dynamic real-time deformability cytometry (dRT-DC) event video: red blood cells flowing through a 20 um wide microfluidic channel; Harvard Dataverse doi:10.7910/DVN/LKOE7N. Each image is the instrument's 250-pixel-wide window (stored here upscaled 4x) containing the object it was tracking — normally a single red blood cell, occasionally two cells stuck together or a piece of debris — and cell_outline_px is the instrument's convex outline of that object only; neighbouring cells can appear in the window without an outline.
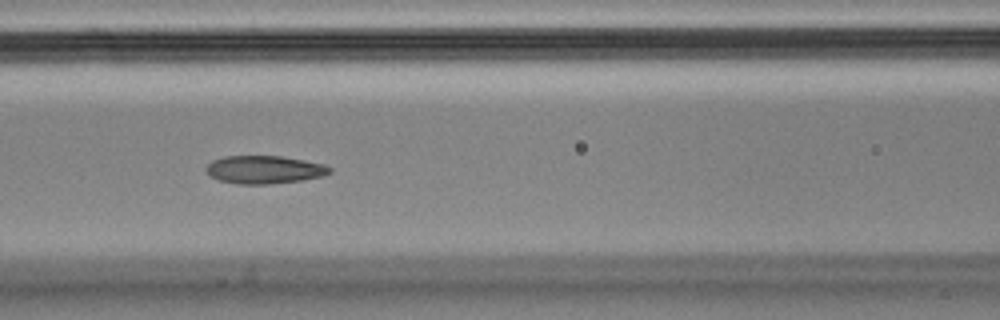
{"species": "Egyptian fruit bat (a non-hibernating species)", "species_latin": "Rousettus aegyptiacus", "temperature_condition": "cold", "stored_images_in_passage": 6, "camera_frame_rate_fps": 3000, "um_per_image_px": 0.085, "animal": {"sex": "male"}, "frame": {"image": 1, "passage_image": 6, "time_ms": 1.667, "image_size_px": [1000, 320], "cell_outline_px": [[332, 172], [324, 176], [304, 180], [268, 184], [236, 184], [220, 180], [212, 176], [204, 168], [212, 160], [224, 156], [280, 156], [304, 160], [324, 164], [332, 168]], "centroid_in_image_um": [22.5, 14.42], "position_along_channel_um": 144.1, "area_um2": 20.23}}